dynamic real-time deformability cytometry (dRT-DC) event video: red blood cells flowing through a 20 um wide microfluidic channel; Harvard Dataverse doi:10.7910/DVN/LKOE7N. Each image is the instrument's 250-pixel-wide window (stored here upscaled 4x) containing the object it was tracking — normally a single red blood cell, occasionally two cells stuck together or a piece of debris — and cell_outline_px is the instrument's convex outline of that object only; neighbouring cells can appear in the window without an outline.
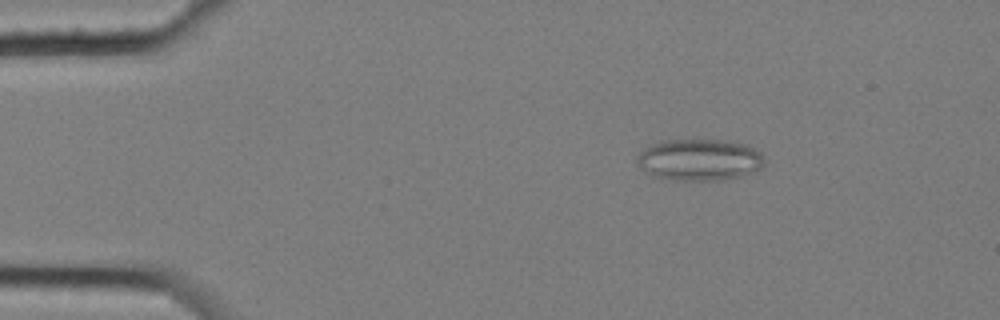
{"species": "common noctule bat (a hibernating species)", "species_latin": "Nyctalus noctula", "temperature_condition": "cold", "stored_images_in_passage": 5, "camera_frame_rate_fps": 3000, "um_per_image_px": 0.085, "animal": {"sex": "female", "body_mass_g": 25.1}, "frame": {"image": 1, "passage_image": 3, "time_ms": 0.667, "image_size_px": [1000, 320], "cell_outline_px": [[764, 164], [756, 172], [744, 176], [724, 180], [676, 180], [656, 176], [636, 164], [636, 156], [644, 148], [660, 140], [728, 140], [748, 144], [760, 152], [764, 156]], "centroid_in_image_um": [59.51, 13.57], "position_along_channel_um": 25.5, "area_um2": 31.21}}